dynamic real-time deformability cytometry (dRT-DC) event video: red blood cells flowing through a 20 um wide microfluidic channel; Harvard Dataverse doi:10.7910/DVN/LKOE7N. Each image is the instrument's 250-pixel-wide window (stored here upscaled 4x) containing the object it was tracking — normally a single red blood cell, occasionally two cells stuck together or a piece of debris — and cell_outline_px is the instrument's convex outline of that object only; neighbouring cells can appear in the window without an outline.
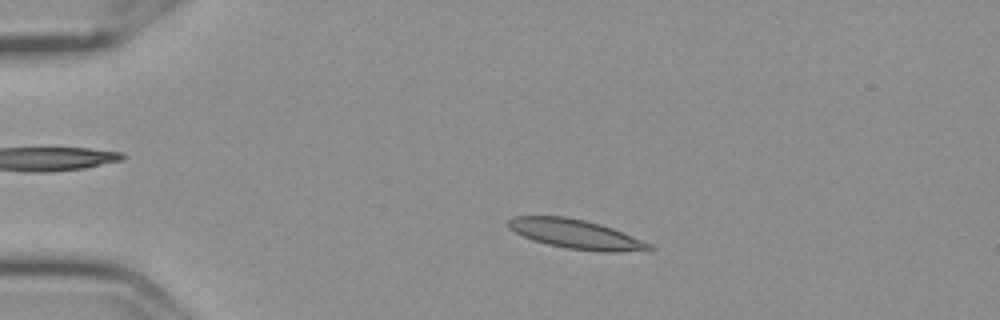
{"species": "Egyptian fruit bat (a non-hibernating species)", "species_latin": "Rousettus aegyptiacus", "temperature_condition": "cold", "stored_images_in_passage": 7, "camera_frame_rate_fps": 3000, "um_per_image_px": 0.085, "frame": {"image": 1, "passage_image": 3, "time_ms": 0.667, "image_size_px": [1000, 320], "cell_outline_px": [[656, 248], [652, 252], [600, 252], [568, 248], [548, 244], [532, 240], [508, 228], [508, 220], [512, 216], [564, 216], [584, 220], [600, 224], [612, 228], [652, 244]], "centroid_in_image_um": [49.04, 19.92], "position_along_channel_um": 36.0, "area_um2": 24.28}}
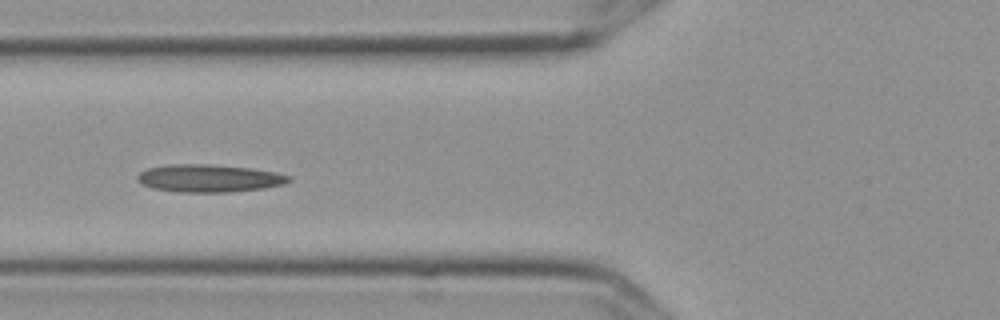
{"frame": {"image": 2, "passage_image": 6, "time_ms": 1.667, "image_size_px": [1000, 320], "cell_outline_px": [[292, 180], [284, 184], [264, 188], [228, 192], [180, 192], [152, 188], [136, 180], [136, 176], [140, 172], [148, 168], [168, 164], [208, 164], [252, 168], [276, 172], [292, 176]], "centroid_in_image_um": [17.79, 15.15], "position_along_channel_um": 108.0, "area_um2": 24.51}}
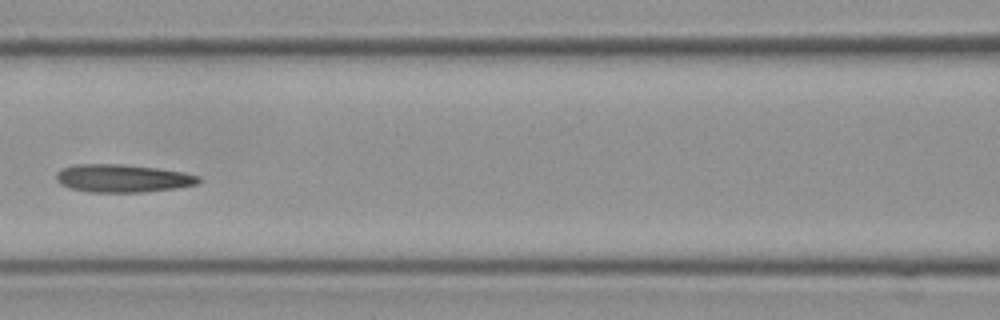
{"frame": {"image": 3, "passage_image": 7, "time_ms": 2.0, "image_size_px": [1000, 320], "cell_outline_px": [[200, 180], [196, 184], [176, 188], [140, 192], [88, 192], [72, 188], [60, 184], [56, 180], [56, 172], [64, 168], [76, 164], [120, 164], [156, 168], [184, 172], [200, 176]], "centroid_in_image_um": [10.41, 15.15], "position_along_channel_um": 156.2, "area_um2": 23.0}}